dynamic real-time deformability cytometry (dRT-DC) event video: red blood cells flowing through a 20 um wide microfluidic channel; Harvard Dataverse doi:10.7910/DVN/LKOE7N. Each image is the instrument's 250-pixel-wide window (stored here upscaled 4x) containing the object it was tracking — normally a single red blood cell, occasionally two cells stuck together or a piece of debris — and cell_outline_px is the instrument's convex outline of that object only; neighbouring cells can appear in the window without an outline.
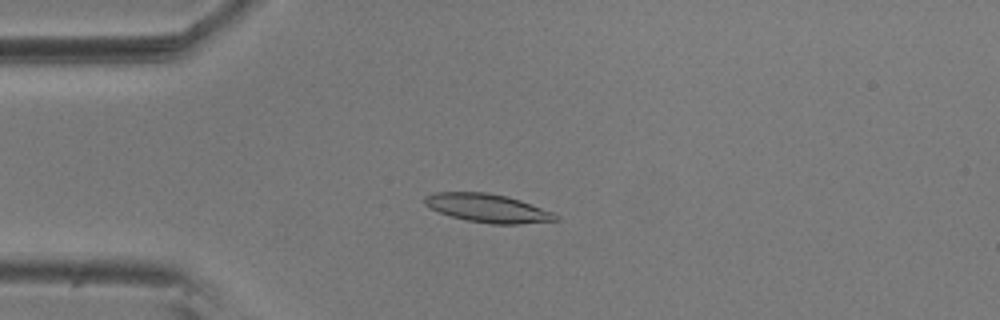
{"species": "common noctule bat (a hibernating species)", "species_latin": "Nyctalus noctula", "temperature_condition": "room temperature", "stored_images_in_passage": 56, "camera_frame_rate_fps": 3000, "um_per_image_px": 0.085, "animal": {"sex": "male", "body_mass_g": 20.5, "forearm_length_mm": 52.5}, "frame": {"image": 1, "passage_image": 14, "time_ms": 4.333, "image_size_px": [1000, 320], "cell_outline_px": [[560, 220], [516, 224], [492, 224], [468, 220], [452, 216], [440, 212], [424, 204], [424, 196], [436, 192], [484, 192], [508, 196], [520, 200], [552, 212], [560, 216]], "centroid_in_image_um": [41.47, 17.68], "position_along_channel_um": 43.5, "area_um2": 21.5}}
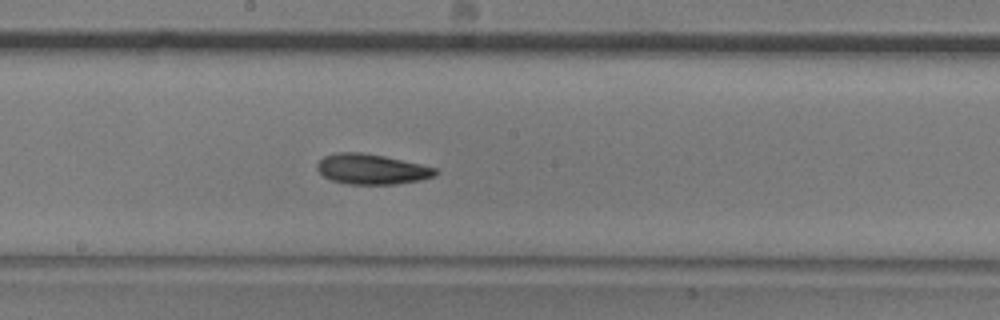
{"frame": {"image": 2, "passage_image": 30, "time_ms": 9.667, "image_size_px": [1000, 320], "cell_outline_px": [[440, 172], [436, 176], [420, 180], [396, 184], [348, 184], [332, 180], [324, 176], [316, 168], [316, 164], [324, 156], [336, 152], [360, 152], [384, 156], [420, 164], [436, 168]], "centroid_in_image_um": [31.6, 14.38], "position_along_channel_um": 216.6, "area_um2": 20.87}}
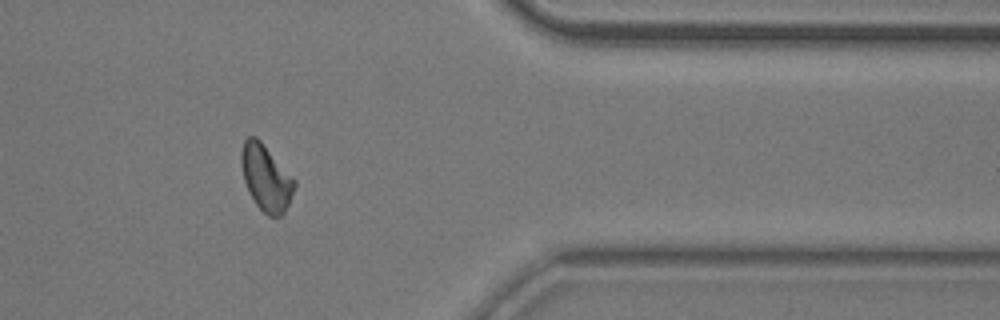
{"frame": {"image": 3, "passage_image": 46, "time_ms": 15.0, "image_size_px": [1000, 320], "cell_outline_px": [[296, 184], [284, 216], [268, 216], [256, 204], [244, 180], [240, 160], [240, 152], [244, 140], [248, 136], [256, 136], [260, 140], [296, 180]], "centroid_in_image_um": [22.62, 15.1], "position_along_channel_um": 388.8, "area_um2": 20.4}, "authors_computed_cell_mechanics": {"area_um2": 20.4901, "velocity_mm_per_s": 3.595, "shape_relaxation_time_tau1_ms": 5.1988, "shape_relaxation_time_tau2_ms": 5.4838, "deformation_change_tau1": 0.1497, "deformation_change_tau2": 0.1186}}